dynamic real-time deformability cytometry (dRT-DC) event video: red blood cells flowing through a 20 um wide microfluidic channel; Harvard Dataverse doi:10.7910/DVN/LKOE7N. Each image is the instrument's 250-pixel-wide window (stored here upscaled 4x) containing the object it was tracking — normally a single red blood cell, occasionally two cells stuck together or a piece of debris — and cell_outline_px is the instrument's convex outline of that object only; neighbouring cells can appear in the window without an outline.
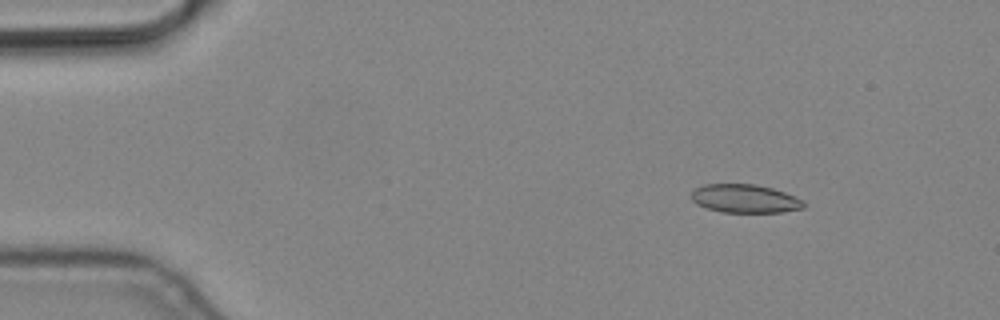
{"species": "common noctule bat (a hibernating species)", "species_latin": "Nyctalus noctula", "temperature_condition": "cold", "stored_images_in_passage": 8, "camera_frame_rate_fps": 3000, "um_per_image_px": 0.085, "animal": {"sex": "male", "body_mass_g": 19.2, "forearm_length_mm": 51.8}, "frame": {"image": 1, "passage_image": 3, "time_ms": 0.667, "image_size_px": [1000, 320], "cell_outline_px": [[804, 208], [784, 212], [724, 212], [708, 208], [696, 204], [692, 200], [692, 192], [696, 188], [704, 184], [756, 184], [772, 188], [784, 192], [804, 200]], "centroid_in_image_um": [63.34, 16.88], "position_along_channel_um": 21.7, "area_um2": 18.55}}
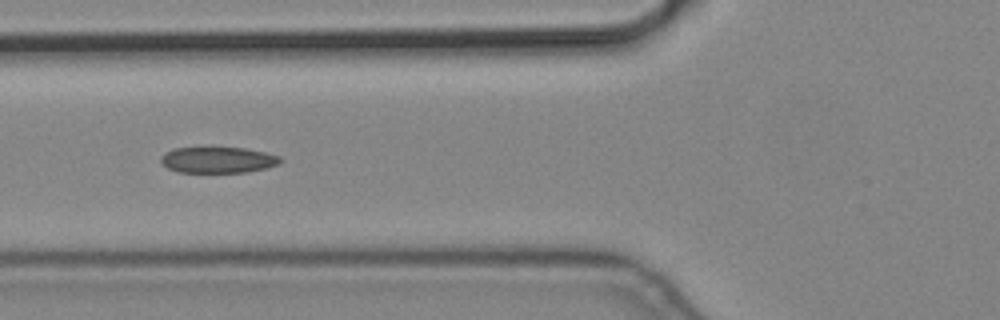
{"frame": {"image": 2, "passage_image": 7, "time_ms": 2.0, "image_size_px": [1000, 320], "cell_outline_px": [[284, 160], [280, 164], [248, 172], [180, 172], [168, 168], [160, 160], [160, 156], [164, 152], [172, 148], [204, 144], [208, 144], [244, 148], [264, 152], [280, 156]], "centroid_in_image_um": [18.48, 13.53], "position_along_channel_um": 107.3, "area_um2": 19.19}}
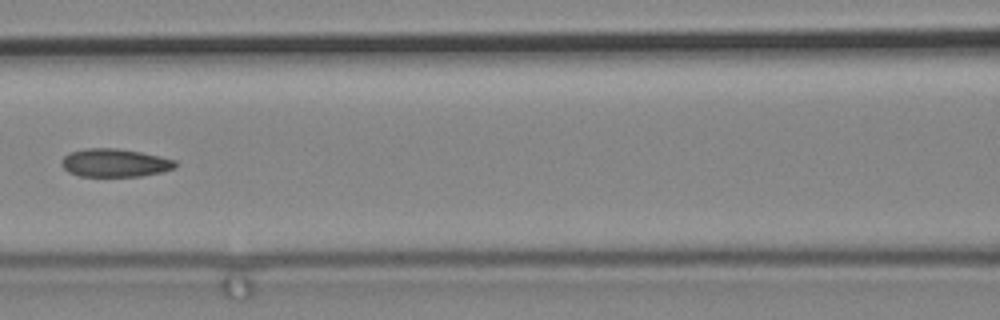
{"frame": {"image": 3, "passage_image": 8, "time_ms": 2.333, "image_size_px": [1000, 320], "cell_outline_px": [[176, 168], [164, 172], [140, 176], [80, 176], [68, 172], [60, 164], [60, 160], [68, 152], [88, 148], [116, 148], [140, 152], [160, 156], [176, 160]], "centroid_in_image_um": [9.75, 13.84], "position_along_channel_um": 156.8, "area_um2": 18.84}}